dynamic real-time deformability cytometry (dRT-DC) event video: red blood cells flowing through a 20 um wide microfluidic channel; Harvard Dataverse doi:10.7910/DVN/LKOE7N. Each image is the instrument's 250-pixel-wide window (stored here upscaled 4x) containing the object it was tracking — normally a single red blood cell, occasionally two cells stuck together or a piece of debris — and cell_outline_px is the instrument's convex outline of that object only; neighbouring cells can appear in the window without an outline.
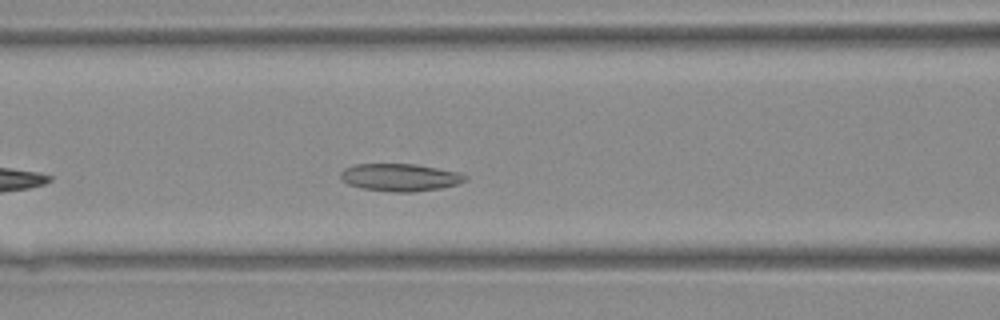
{"species": "Egyptian fruit bat (a non-hibernating species)", "species_latin": "Rousettus aegyptiacus", "temperature_condition": "warm", "stored_images_in_passage": 20, "camera_frame_rate_fps": 3000, "um_per_image_px": 0.085, "animal": {"sex": "female"}, "frame": {"image": 1, "passage_image": 7, "time_ms": 2.0, "image_size_px": [1000, 320], "cell_outline_px": [[468, 180], [444, 188], [412, 192], [392, 192], [364, 188], [348, 184], [340, 176], [340, 172], [344, 168], [356, 164], [416, 164], [460, 172], [468, 176]], "centroid_in_image_um": [34.06, 15.07], "position_along_channel_um": 132.5, "area_um2": 20.06}}
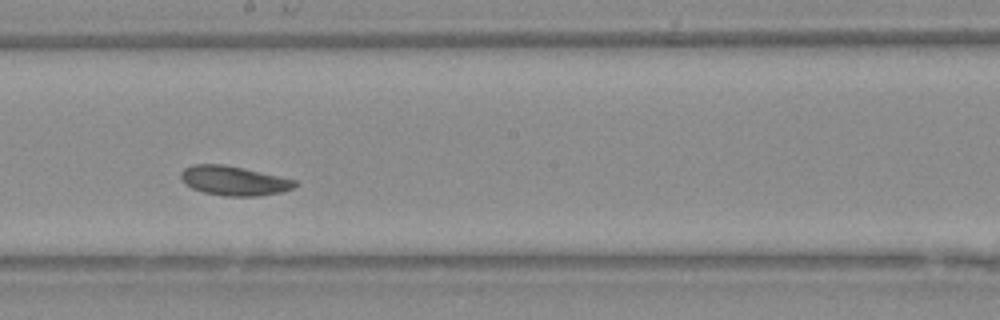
{"frame": {"image": 2, "passage_image": 13, "time_ms": 4.0, "image_size_px": [1000, 320], "cell_outline_px": [[296, 184], [292, 188], [280, 192], [260, 196], [224, 196], [204, 192], [192, 188], [184, 184], [180, 180], [180, 172], [184, 168], [192, 164], [224, 164], [244, 168], [296, 180]], "centroid_in_image_um": [19.82, 15.35], "position_along_channel_um": 228.4, "area_um2": 19.59}}
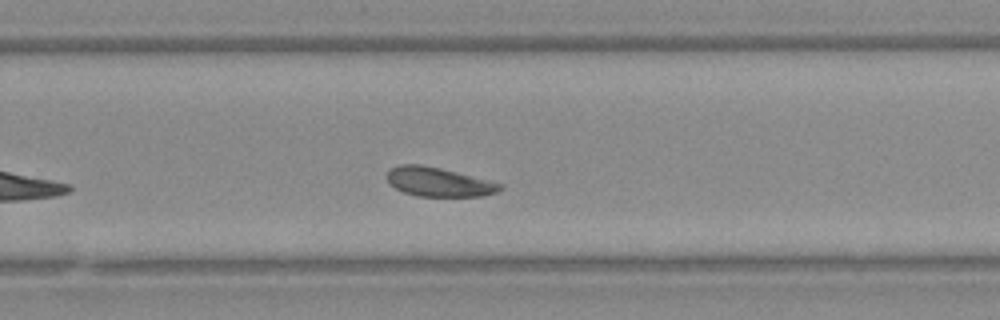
{"frame": {"image": 3, "passage_image": 17, "time_ms": 5.333, "image_size_px": [1000, 320], "cell_outline_px": [[504, 188], [496, 192], [484, 196], [416, 196], [404, 192], [388, 184], [388, 172], [392, 168], [400, 164], [420, 164], [440, 168], [504, 184]], "centroid_in_image_um": [37.3, 15.47], "position_along_channel_um": 292.5, "area_um2": 19.07}}